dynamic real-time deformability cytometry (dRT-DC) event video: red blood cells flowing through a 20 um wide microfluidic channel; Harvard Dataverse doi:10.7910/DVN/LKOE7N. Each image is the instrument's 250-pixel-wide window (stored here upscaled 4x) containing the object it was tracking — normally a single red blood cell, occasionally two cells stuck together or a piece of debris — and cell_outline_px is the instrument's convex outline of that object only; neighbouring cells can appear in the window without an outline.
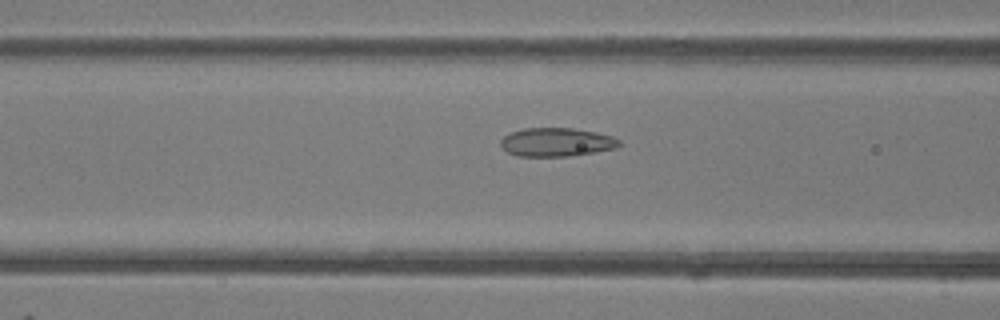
{"species": "common noctule bat (a hibernating species)", "species_latin": "Nyctalus noctula", "temperature_condition": "room temperature", "stored_images_in_passage": 41, "camera_frame_rate_fps": 3000, "um_per_image_px": 0.085, "animal": {"sex": "female"}, "frame": {"image": 1, "passage_image": 12, "time_ms": 3.667, "image_size_px": [1000, 320], "cell_outline_px": [[620, 144], [616, 148], [568, 156], [516, 156], [508, 152], [500, 144], [500, 140], [504, 136], [512, 132], [524, 128], [572, 128], [596, 132], [612, 136], [620, 140]], "centroid_in_image_um": [47.29, 12.08], "position_along_channel_um": 119.3, "area_um2": 19.59}}
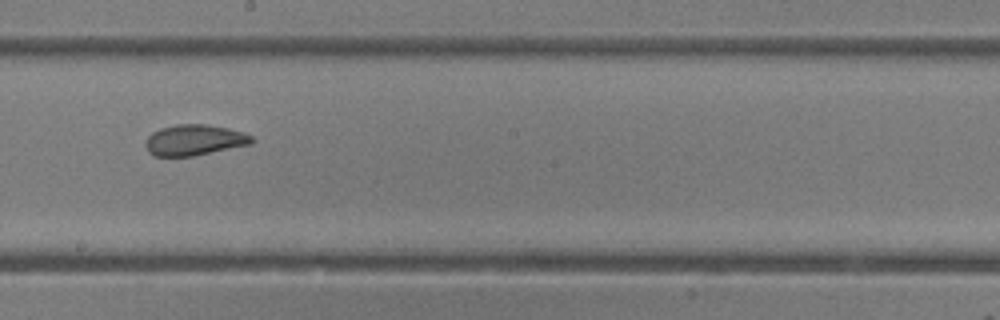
{"frame": {"image": 2, "passage_image": 20, "time_ms": 6.333, "image_size_px": [1000, 320], "cell_outline_px": [[256, 140], [252, 144], [192, 156], [152, 156], [148, 152], [144, 144], [144, 140], [152, 132], [160, 128], [176, 124], [208, 124], [228, 128], [244, 132], [252, 136]], "centroid_in_image_um": [16.51, 11.9], "position_along_channel_um": 231.7, "area_um2": 19.36}}
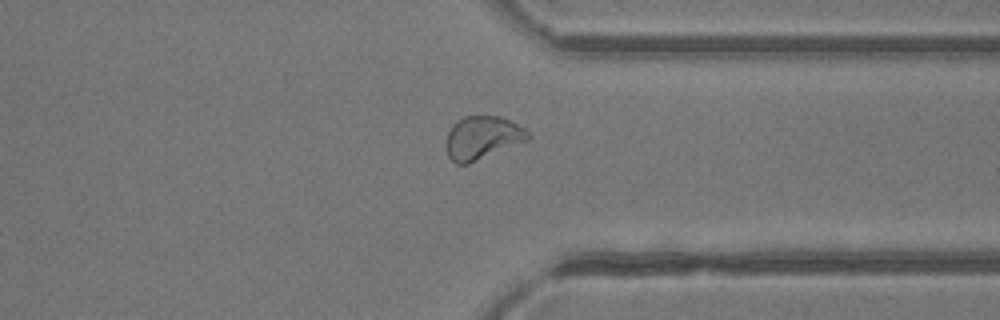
{"frame": {"image": 3, "passage_image": 30, "time_ms": 9.667, "image_size_px": [1000, 320], "cell_outline_px": [[532, 136], [528, 140], [468, 164], [456, 164], [448, 156], [448, 132], [452, 124], [456, 120], [464, 116], [500, 116], [524, 128]], "centroid_in_image_um": [41.01, 11.7], "position_along_channel_um": 370.4, "area_um2": 20.35}, "authors_computed_cell_mechanics": {"area_um2": 20.6924, "velocity_mm_per_s": 4.2102, "shape_relaxation_time_tau1_ms": 10.3235, "shape_relaxation_time_tau2_ms": 1.0525, "deformation_change_tau1": 0.2016, "deformation_change_tau2": 0.068}}